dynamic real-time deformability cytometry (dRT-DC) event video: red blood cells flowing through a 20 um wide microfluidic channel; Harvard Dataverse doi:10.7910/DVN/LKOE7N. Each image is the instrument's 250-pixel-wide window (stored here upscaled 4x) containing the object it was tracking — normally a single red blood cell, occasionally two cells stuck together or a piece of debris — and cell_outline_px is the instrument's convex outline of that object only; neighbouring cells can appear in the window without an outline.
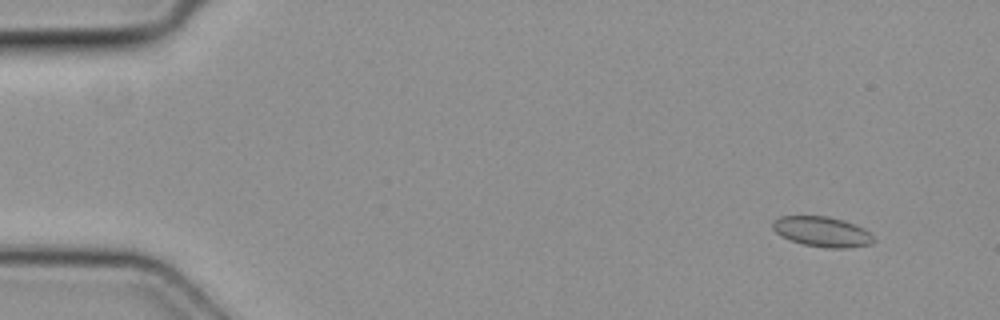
{"species": "common noctule bat (a hibernating species)", "species_latin": "Nyctalus noctula", "temperature_condition": "cold", "stored_images_in_passage": 5, "camera_frame_rate_fps": 3000, "um_per_image_px": 0.085, "animal": {"sex": "female", "body_mass_g": 19.3, "forearm_length_mm": 54.1}, "frame": {"image": 1, "passage_image": 1, "time_ms": 0.0, "image_size_px": [1000, 320], "cell_outline_px": [[872, 244], [848, 248], [824, 248], [804, 244], [780, 236], [772, 228], [772, 220], [780, 216], [828, 216], [844, 220], [864, 228], [872, 236]], "centroid_in_image_um": [69.85, 19.69], "position_along_channel_um": 15.2, "area_um2": 17.74}}